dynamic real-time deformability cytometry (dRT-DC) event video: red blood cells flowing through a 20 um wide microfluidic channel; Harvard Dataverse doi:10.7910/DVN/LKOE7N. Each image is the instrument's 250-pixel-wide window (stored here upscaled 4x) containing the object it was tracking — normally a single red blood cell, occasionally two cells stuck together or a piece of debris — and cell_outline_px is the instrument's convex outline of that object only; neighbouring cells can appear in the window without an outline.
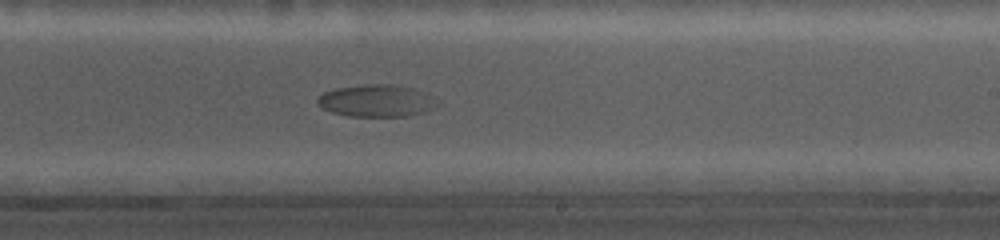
{"species": "common noctule bat (a hibernating species)", "species_latin": "Nyctalus noctula", "temperature_condition": "cold", "stored_images_in_passage": 51, "camera_frame_rate_fps": 5000, "um_per_image_px": 0.085, "animal": {"sex": "female", "body_mass_g": 19.0, "forearm_length_mm": 56.7}, "frame": {"image": 1, "passage_image": 29, "time_ms": 6.8, "image_size_px": [1000, 240], "cell_outline_px": [[440, 104], [424, 112], [408, 116], [348, 116], [332, 112], [320, 108], [316, 104], [316, 96], [324, 92], [336, 88], [368, 84], [388, 84], [416, 88], [432, 96]], "centroid_in_image_um": [31.97, 8.56], "position_along_channel_um": 257.0, "area_um2": 22.66}}
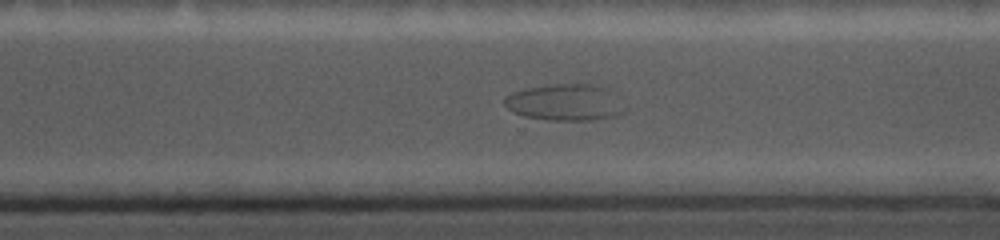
{"frame": {"image": 2, "passage_image": 37, "time_ms": 8.8, "image_size_px": [1000, 240], "cell_outline_px": [[628, 104], [624, 112], [616, 116], [592, 120], [548, 120], [524, 116], [512, 112], [504, 104], [504, 96], [512, 92], [528, 88], [552, 84], [588, 84], [608, 88], [616, 92]], "centroid_in_image_um": [48.12, 8.7], "position_along_channel_um": 322.5, "area_um2": 26.18}}